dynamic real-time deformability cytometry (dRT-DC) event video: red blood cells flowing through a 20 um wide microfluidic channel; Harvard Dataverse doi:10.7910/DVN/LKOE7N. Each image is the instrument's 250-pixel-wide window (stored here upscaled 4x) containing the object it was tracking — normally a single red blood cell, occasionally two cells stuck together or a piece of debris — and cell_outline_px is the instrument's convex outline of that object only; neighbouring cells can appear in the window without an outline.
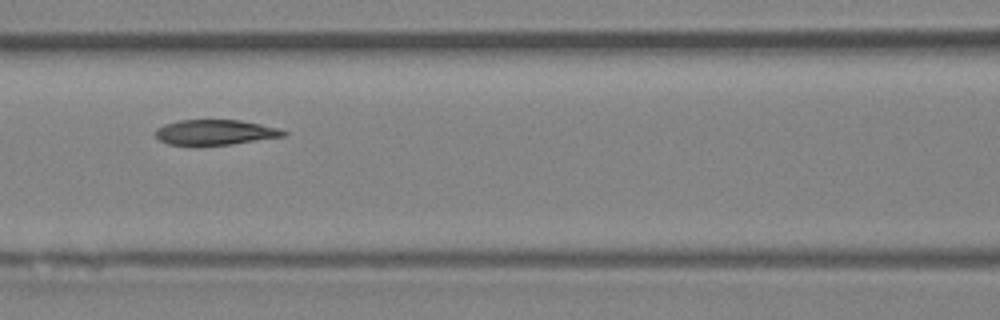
{"species": "Egyptian fruit bat (a non-hibernating species)", "species_latin": "Rousettus aegyptiacus", "temperature_condition": "room temperature", "stored_images_in_passage": 8, "camera_frame_rate_fps": 3000, "um_per_image_px": 0.085, "animal": {"sex": "female"}, "frame": {"image": 1, "passage_image": 7, "time_ms": 6.667, "image_size_px": [1000, 320], "cell_outline_px": [[288, 132], [284, 136], [232, 144], [196, 148], [168, 144], [160, 140], [156, 136], [156, 128], [164, 124], [180, 120], [240, 120], [280, 128]], "centroid_in_image_um": [18.24, 11.28], "position_along_channel_um": 148.4, "area_um2": 19.42}}
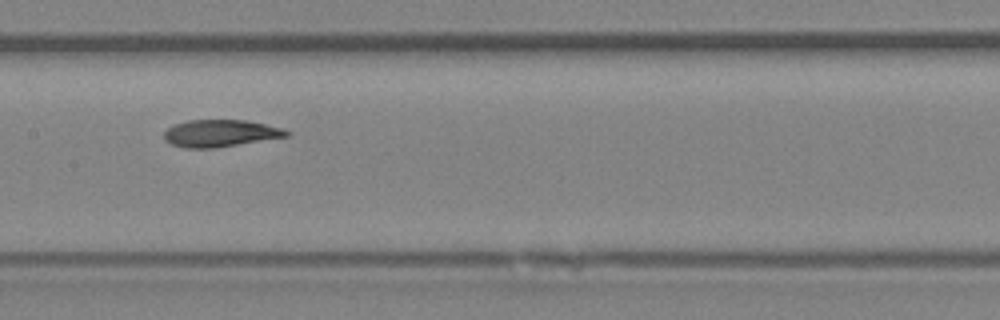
{"frame": {"image": 2, "passage_image": 8, "time_ms": 7.667, "image_size_px": [1000, 320], "cell_outline_px": [[292, 136], [216, 148], [184, 148], [172, 144], [164, 140], [164, 132], [172, 124], [188, 120], [248, 120], [280, 128], [292, 132]], "centroid_in_image_um": [18.74, 11.33], "position_along_channel_um": 188.7, "area_um2": 19.59}}